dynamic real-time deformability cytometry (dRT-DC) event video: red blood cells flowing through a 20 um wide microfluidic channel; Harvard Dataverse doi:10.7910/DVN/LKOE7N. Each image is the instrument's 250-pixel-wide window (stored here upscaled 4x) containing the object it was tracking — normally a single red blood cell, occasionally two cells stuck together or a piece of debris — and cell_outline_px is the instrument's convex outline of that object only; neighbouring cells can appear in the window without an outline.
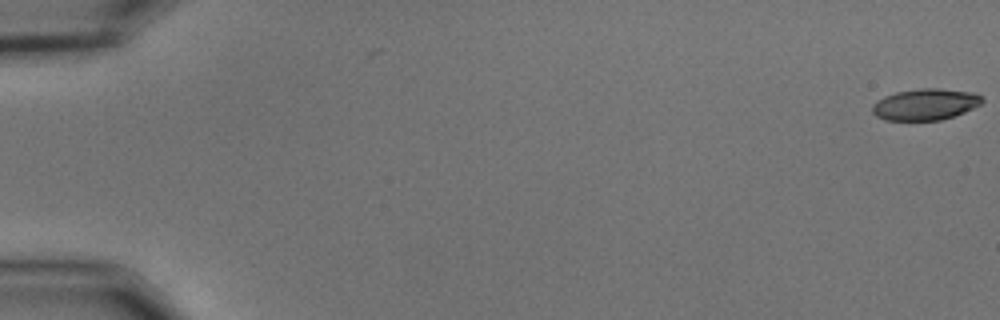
{"species": "common noctule bat (a hibernating species)", "species_latin": "Nyctalus noctula", "temperature_condition": "cold", "stored_images_in_passage": 4, "camera_frame_rate_fps": 3000, "um_per_image_px": 0.085, "animal": {"sex": "male", "body_mass_g": 15.6}, "frame": {"image": 1, "passage_image": 1, "time_ms": 0.0, "image_size_px": [1000, 320], "cell_outline_px": [[984, 100], [980, 104], [964, 112], [940, 120], [884, 120], [876, 116], [872, 112], [872, 104], [876, 100], [884, 96], [896, 92], [920, 88], [936, 88], [976, 92]], "centroid_in_image_um": [78.62, 8.86], "position_along_channel_um": 6.4, "area_um2": 20.11}}